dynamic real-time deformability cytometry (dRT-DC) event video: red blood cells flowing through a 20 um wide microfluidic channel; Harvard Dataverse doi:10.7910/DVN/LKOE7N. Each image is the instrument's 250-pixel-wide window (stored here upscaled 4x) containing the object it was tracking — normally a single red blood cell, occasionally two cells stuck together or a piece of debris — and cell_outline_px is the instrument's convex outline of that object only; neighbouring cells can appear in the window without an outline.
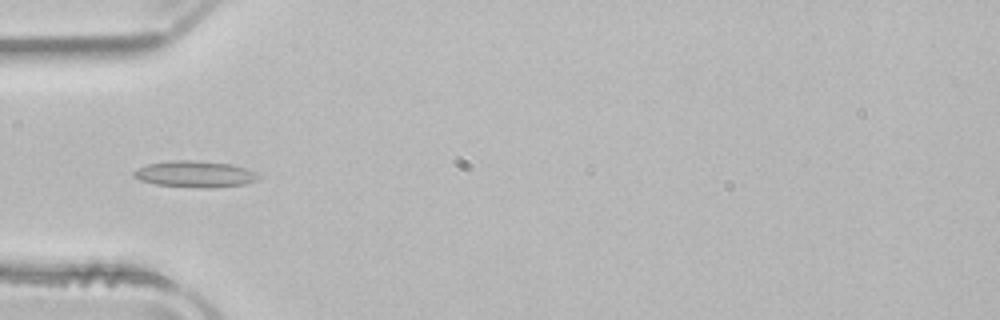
{"species": "common noctule bat (a hibernating species)", "species_latin": "Nyctalus noctula", "temperature_condition": "room temperature", "stored_images_in_passage": 51, "camera_frame_rate_fps": 3000, "um_per_image_px": 0.085, "animal": {"sex": "male", "body_mass_g": 21.5, "forearm_length_mm": 52.0}, "frame": {"image": 1, "passage_image": 16, "time_ms": 5.0, "image_size_px": [1000, 320], "cell_outline_px": [[260, 176], [256, 180], [244, 184], [208, 188], [156, 184], [140, 180], [132, 176], [132, 172], [148, 164], [168, 160], [192, 160], [232, 164], [256, 172]], "centroid_in_image_um": [16.56, 14.79], "position_along_channel_um": 68.4, "area_um2": 18.96}}
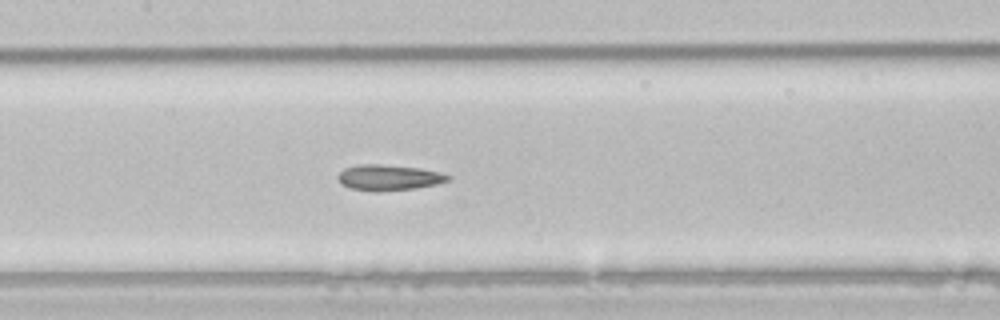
{"frame": {"image": 2, "passage_image": 24, "time_ms": 7.667, "image_size_px": [1000, 320], "cell_outline_px": [[452, 176], [448, 180], [436, 184], [416, 188], [380, 192], [352, 188], [340, 184], [336, 176], [344, 168], [356, 164], [380, 164], [420, 168], [440, 172]], "centroid_in_image_um": [33.02, 15.08], "position_along_channel_um": 174.4, "area_um2": 16.59}}
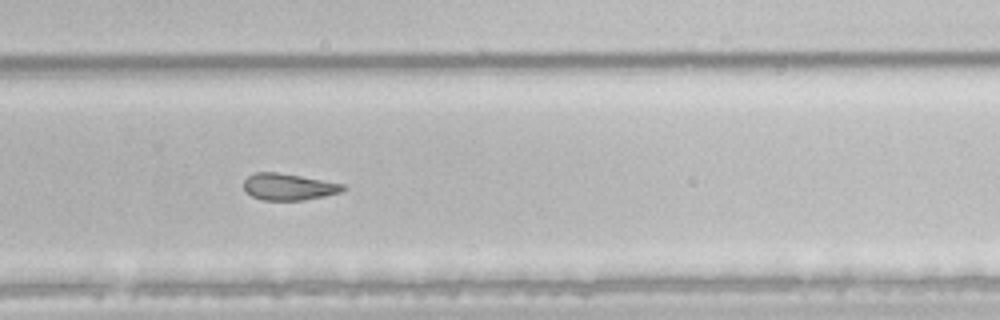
{"frame": {"image": 3, "passage_image": 34, "time_ms": 11.0, "image_size_px": [1000, 320], "cell_outline_px": [[348, 188], [340, 192], [324, 196], [304, 200], [264, 200], [252, 196], [244, 188], [244, 180], [248, 176], [256, 172], [276, 172], [300, 176], [344, 184]], "centroid_in_image_um": [24.54, 15.88], "position_along_channel_um": 305.3, "area_um2": 15.26}, "authors_computed_cell_mechanics": {"area_um2": 17.9758, "velocity_mm_per_s": 3.9567, "shape_relaxation_time_tau1_ms": null, "shape_relaxation_time_tau2_ms": 3.4533, "deformation_change_tau1": null, "deformation_change_tau2": 0.1059}}